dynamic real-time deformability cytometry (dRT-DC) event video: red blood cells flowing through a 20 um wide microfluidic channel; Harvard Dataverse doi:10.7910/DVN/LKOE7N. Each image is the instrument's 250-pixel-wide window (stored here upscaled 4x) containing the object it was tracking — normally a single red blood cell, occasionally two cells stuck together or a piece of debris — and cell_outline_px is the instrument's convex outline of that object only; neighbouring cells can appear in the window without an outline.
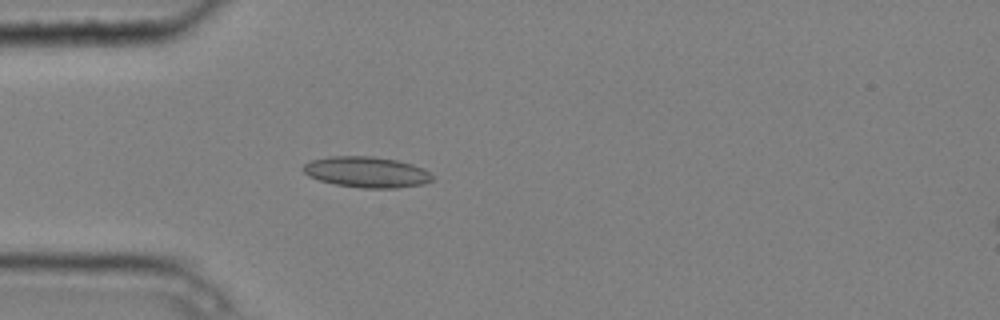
{"species": "common noctule bat (a hibernating species)", "species_latin": "Nyctalus noctula", "temperature_condition": "cold", "stored_images_in_passage": 4, "segment_of_instrument_passage": [1, 2], "camera_frame_rate_fps": 3000, "um_per_image_px": 0.085, "animal": {"sex": "male", "body_mass_g": 20.4}, "frame": {"image": 1, "passage_image": 3, "time_ms": 0.667, "image_size_px": [1000, 320], "cell_outline_px": [[432, 180], [424, 184], [396, 188], [360, 188], [336, 184], [320, 180], [308, 176], [304, 172], [304, 164], [312, 160], [328, 156], [372, 156], [396, 160], [412, 164], [424, 168], [432, 176]], "centroid_in_image_um": [31.17, 14.62], "position_along_channel_um": 53.8, "area_um2": 23.12}}